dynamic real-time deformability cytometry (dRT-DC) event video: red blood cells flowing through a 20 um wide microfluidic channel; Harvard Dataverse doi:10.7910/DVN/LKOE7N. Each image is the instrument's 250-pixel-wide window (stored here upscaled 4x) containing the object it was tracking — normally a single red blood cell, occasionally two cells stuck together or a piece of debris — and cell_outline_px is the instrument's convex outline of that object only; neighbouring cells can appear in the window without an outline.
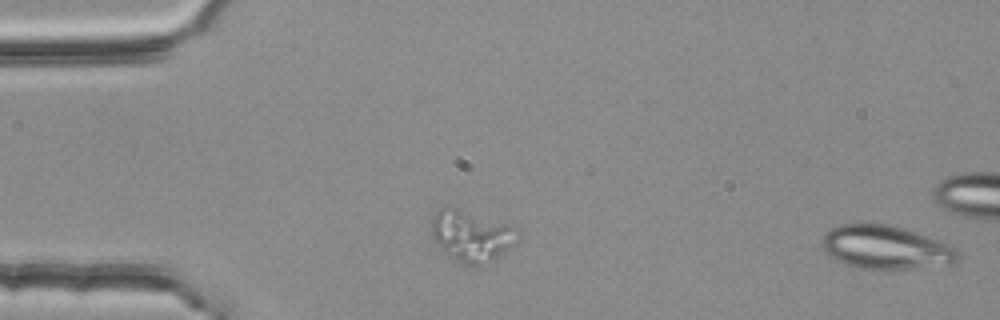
{"species": "common noctule bat (a hibernating species)", "species_latin": "Nyctalus noctula", "temperature_condition": "room temperature", "stored_images_in_passage": 54, "camera_frame_rate_fps": 3000, "um_per_image_px": 0.085, "animal": {"sex": "female", "body_mass_g": 25.1}, "frame": {"image": 1, "passage_image": 1, "time_ms": 0.0, "image_size_px": [1000, 320], "cell_outline_px": [[960, 260], [956, 264], [884, 272], [860, 268], [844, 264], [828, 256], [824, 252], [824, 232], [828, 228], [840, 224], [888, 224], [904, 228], [948, 244], [956, 248], [960, 256]], "centroid_in_image_um": [75.31, 21.08], "position_along_channel_um": 9.7, "area_um2": 35.37}}
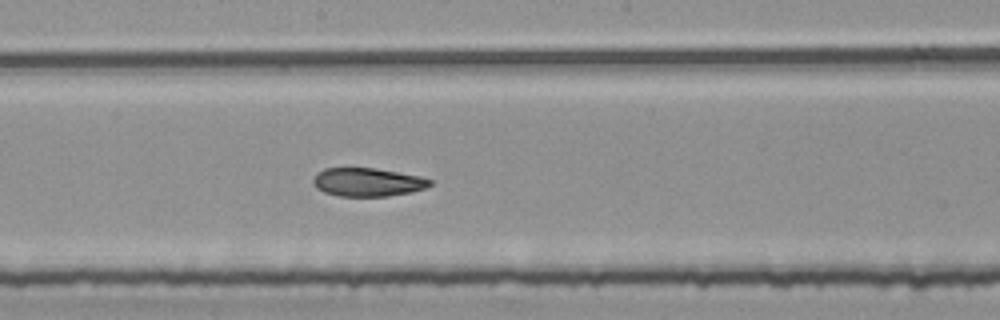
{"frame": {"image": 2, "passage_image": 29, "time_ms": 9.333, "image_size_px": [1000, 320], "cell_outline_px": [[432, 184], [424, 188], [412, 192], [388, 196], [340, 196], [324, 192], [316, 188], [312, 184], [312, 180], [316, 172], [324, 168], [376, 168], [420, 176], [432, 180]], "centroid_in_image_um": [31.21, 15.48], "position_along_channel_um": 217.0, "area_um2": 19.48}}
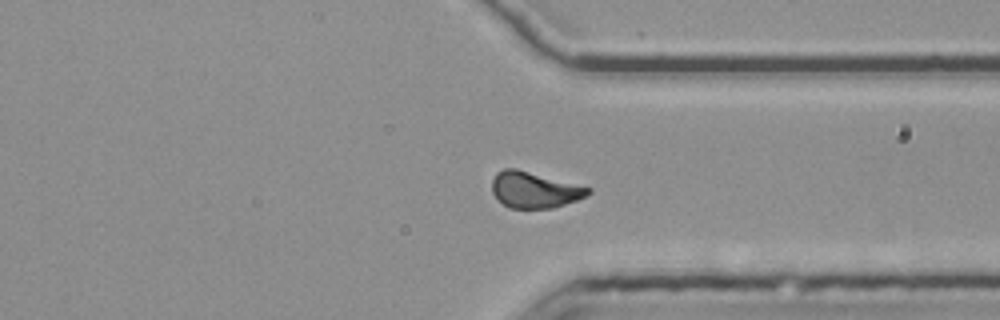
{"frame": {"image": 3, "passage_image": 41, "time_ms": 13.333, "image_size_px": [1000, 320], "cell_outline_px": [[592, 192], [588, 196], [552, 208], [508, 208], [492, 192], [492, 180], [496, 172], [504, 168], [516, 168], [592, 188]], "centroid_in_image_um": [45.44, 16.13], "position_along_channel_um": 366.0, "area_um2": 20.17}, "authors_computed_cell_mechanics": {"area_um2": 20.6057, "velocity_mm_per_s": 3.7435, "shape_relaxation_time_tau1_ms": null, "shape_relaxation_time_tau2_ms": 3.1786, "deformation_change_tau1": null, "deformation_change_tau2": 0.0858}}